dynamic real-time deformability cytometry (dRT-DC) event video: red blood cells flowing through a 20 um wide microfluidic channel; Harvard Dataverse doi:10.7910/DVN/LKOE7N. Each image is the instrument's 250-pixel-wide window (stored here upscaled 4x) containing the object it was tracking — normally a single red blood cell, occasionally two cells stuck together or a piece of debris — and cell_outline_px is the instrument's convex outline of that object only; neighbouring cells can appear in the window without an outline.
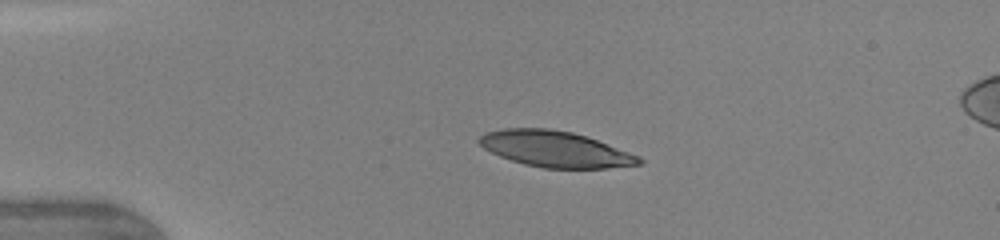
{"species": "human", "species_latin": "Homo sapiens", "temperature_condition": "warm", "stored_images_in_passage": 11, "camera_frame_rate_fps": 3000, "um_per_image_px": 0.085, "donor": {"sex": "female"}, "frame": {"image": 1, "passage_image": 7, "time_ms": 2.667, "image_size_px": [1000, 240], "cell_outline_px": [[644, 160], [640, 164], [608, 168], [544, 168], [524, 164], [500, 156], [484, 148], [476, 140], [484, 132], [504, 128], [552, 128], [572, 132], [596, 140], [640, 156]], "centroid_in_image_um": [47.17, 12.66], "position_along_channel_um": 37.8, "area_um2": 33.35}}